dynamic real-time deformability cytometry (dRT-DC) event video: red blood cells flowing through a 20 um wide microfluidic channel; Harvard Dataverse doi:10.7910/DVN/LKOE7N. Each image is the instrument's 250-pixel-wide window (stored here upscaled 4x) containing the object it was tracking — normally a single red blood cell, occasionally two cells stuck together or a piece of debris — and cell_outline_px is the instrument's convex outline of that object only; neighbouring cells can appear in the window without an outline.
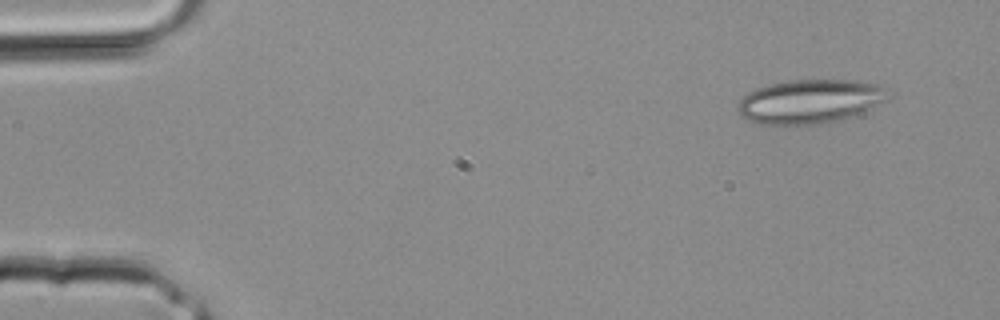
{"species": "common noctule bat (a hibernating species)", "species_latin": "Nyctalus noctula", "temperature_condition": "room temperature", "stored_images_in_passage": 3, "camera_frame_rate_fps": 3000, "um_per_image_px": 0.085, "animal": {"sex": "male", "body_mass_g": 20.4}, "frame": {"image": 1, "passage_image": 1, "time_ms": 0.0, "image_size_px": [1000, 320], "cell_outline_px": [[884, 100], [852, 116], [840, 120], [824, 124], [760, 124], [748, 120], [740, 116], [740, 100], [748, 92], [756, 88], [788, 80], [856, 80], [880, 84], [884, 88]], "centroid_in_image_um": [68.8, 8.62], "position_along_channel_um": 16.2, "area_um2": 37.86}}